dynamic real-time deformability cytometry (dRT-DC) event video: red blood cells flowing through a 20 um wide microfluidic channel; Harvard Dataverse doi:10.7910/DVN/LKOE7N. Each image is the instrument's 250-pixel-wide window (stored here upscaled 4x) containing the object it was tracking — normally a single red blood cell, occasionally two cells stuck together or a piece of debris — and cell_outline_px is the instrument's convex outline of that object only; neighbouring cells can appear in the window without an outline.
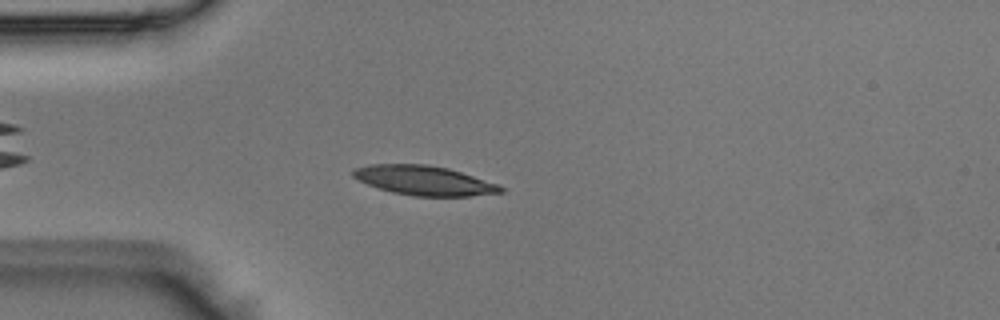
{"species": "Egyptian fruit bat (a non-hibernating species)", "species_latin": "Rousettus aegyptiacus", "temperature_condition": "room temperature", "stored_images_in_passage": 41, "camera_frame_rate_fps": 3000, "um_per_image_px": 0.085, "animal": {"sex": "male"}, "frame": {"image": 1, "passage_image": 4, "time_ms": 1.0, "image_size_px": [1000, 320], "cell_outline_px": [[504, 192], [468, 196], [412, 196], [392, 192], [368, 184], [352, 176], [352, 168], [368, 164], [428, 164], [448, 168], [496, 184], [504, 188]], "centroid_in_image_um": [36.0, 15.33], "position_along_channel_um": 49.0, "area_um2": 25.14}}
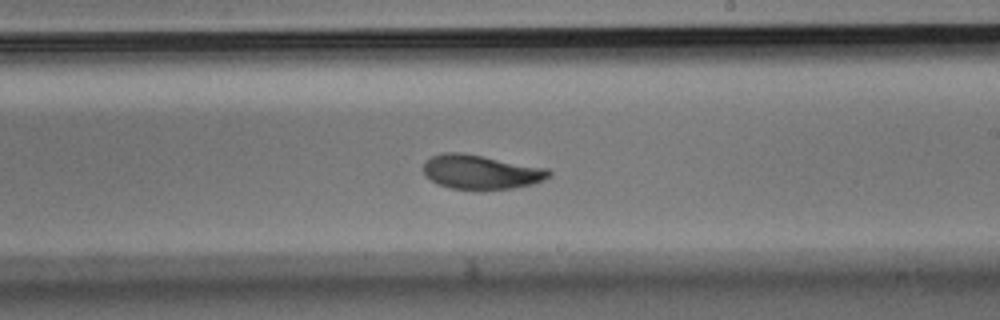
{"frame": {"image": 2, "passage_image": 20, "time_ms": 6.333, "image_size_px": [1000, 320], "cell_outline_px": [[552, 176], [544, 180], [532, 184], [512, 188], [452, 188], [440, 184], [432, 180], [424, 172], [424, 160], [432, 156], [444, 152], [460, 152], [548, 168], [552, 172]], "centroid_in_image_um": [40.92, 14.59], "position_along_channel_um": 248.1, "area_um2": 24.57}}
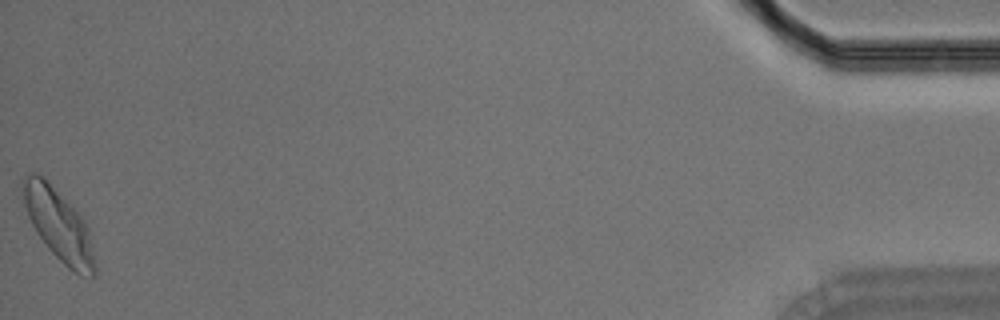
{"frame": {"image": 3, "passage_image": 41, "time_ms": 13.333, "image_size_px": [1000, 320], "cell_outline_px": [[96, 276], [80, 276], [68, 268], [48, 248], [36, 232], [28, 216], [24, 204], [24, 176], [32, 172], [36, 172], [84, 220], [88, 228], [96, 264]], "centroid_in_image_um": [5.02, 19.22], "position_along_channel_um": 430.2, "area_um2": 28.9}}